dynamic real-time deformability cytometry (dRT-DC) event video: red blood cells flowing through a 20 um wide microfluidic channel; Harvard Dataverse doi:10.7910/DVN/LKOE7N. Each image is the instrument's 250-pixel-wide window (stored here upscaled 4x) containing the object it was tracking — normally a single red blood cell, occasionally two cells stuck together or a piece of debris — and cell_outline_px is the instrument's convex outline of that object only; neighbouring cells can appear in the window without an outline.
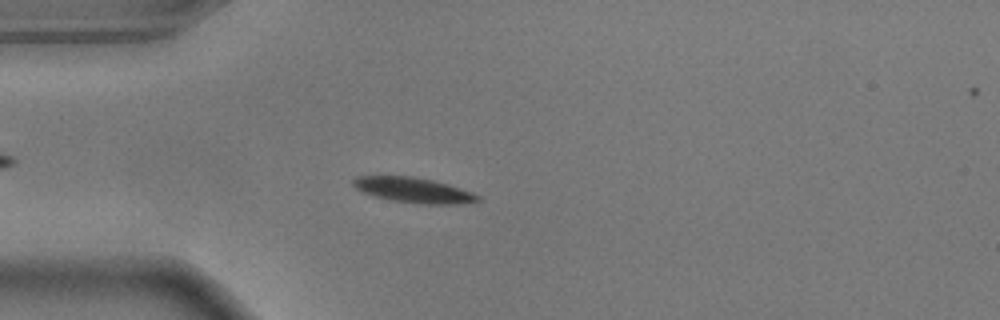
{"species": "common noctule bat (a hibernating species)", "species_latin": "Nyctalus noctula", "temperature_condition": "warm", "stored_images_in_passage": 55, "camera_frame_rate_fps": 3000, "um_per_image_px": 0.085, "animal": {"sex": "male", "body_mass_g": 17.9}, "frame": {"image": 1, "passage_image": 15, "time_ms": 4.667, "image_size_px": [1000, 320], "cell_outline_px": [[480, 200], [460, 204], [420, 204], [388, 200], [372, 196], [356, 188], [352, 184], [352, 180], [360, 176], [412, 176], [432, 180], [448, 184], [472, 192], [480, 196]], "centroid_in_image_um": [35.14, 16.17], "position_along_channel_um": 49.9, "area_um2": 18.32}}
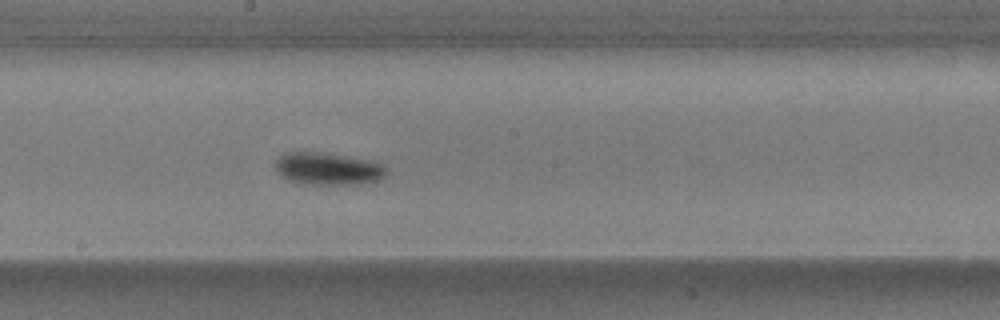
{"frame": {"image": 2, "passage_image": 30, "time_ms": 9.667, "image_size_px": [1000, 320], "cell_outline_px": [[388, 172], [380, 180], [360, 184], [304, 184], [288, 180], [280, 176], [276, 172], [276, 160], [280, 156], [288, 152], [324, 152], [372, 160], [388, 168]], "centroid_in_image_um": [27.9, 14.34], "position_along_channel_um": 220.3, "area_um2": 21.21}}
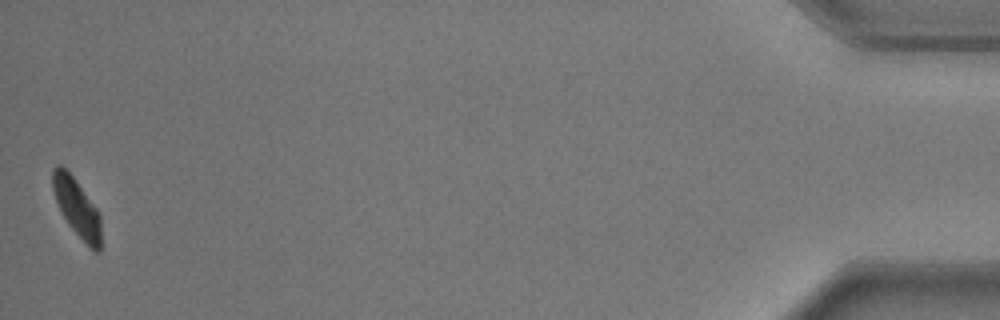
{"frame": {"image": 3, "passage_image": 55, "time_ms": 18.0, "image_size_px": [1000, 320], "cell_outline_px": [[100, 252], [92, 252], [88, 248], [68, 224], [56, 200], [52, 188], [52, 168], [56, 164], [60, 164], [72, 176], [100, 212]], "centroid_in_image_um": [6.54, 17.68], "position_along_channel_um": 428.7, "area_um2": 16.36}, "authors_computed_cell_mechanics": {"area_um2": 17.9758, "velocity_mm_per_s": 3.6299, "shape_relaxation_time_tau1_ms": 1.9673, "shape_relaxation_time_tau2_ms": null, "deformation_change_tau1": 0.1275, "deformation_change_tau2": null}}